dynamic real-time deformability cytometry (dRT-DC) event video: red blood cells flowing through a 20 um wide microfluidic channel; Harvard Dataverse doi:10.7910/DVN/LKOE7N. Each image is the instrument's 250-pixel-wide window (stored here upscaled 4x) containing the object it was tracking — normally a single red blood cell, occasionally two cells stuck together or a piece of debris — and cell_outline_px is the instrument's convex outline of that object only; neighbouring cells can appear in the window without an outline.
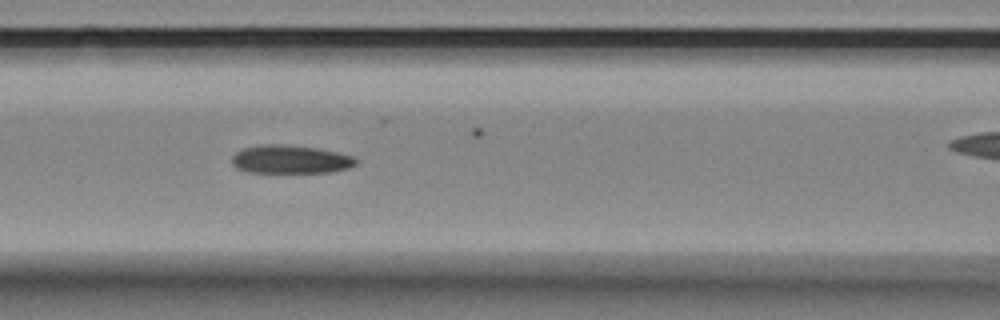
{"species": "Egyptian fruit bat (a non-hibernating species)", "species_latin": "Rousettus aegyptiacus", "temperature_condition": "room temperature", "stored_images_in_passage": 7, "segment_of_instrument_passage": [1, 2], "camera_frame_rate_fps": 3000, "um_per_image_px": 0.085, "animal": {"sex": "female"}, "frame": {"image": 1, "passage_image": 5, "time_ms": 1.333, "image_size_px": [1000, 320], "cell_outline_px": [[360, 160], [356, 164], [348, 168], [332, 172], [244, 172], [236, 168], [232, 164], [232, 156], [236, 152], [244, 148], [268, 144], [276, 144], [316, 148], [336, 152], [352, 156]], "centroid_in_image_um": [24.68, 13.56], "position_along_channel_um": 141.9, "area_um2": 20.35}}
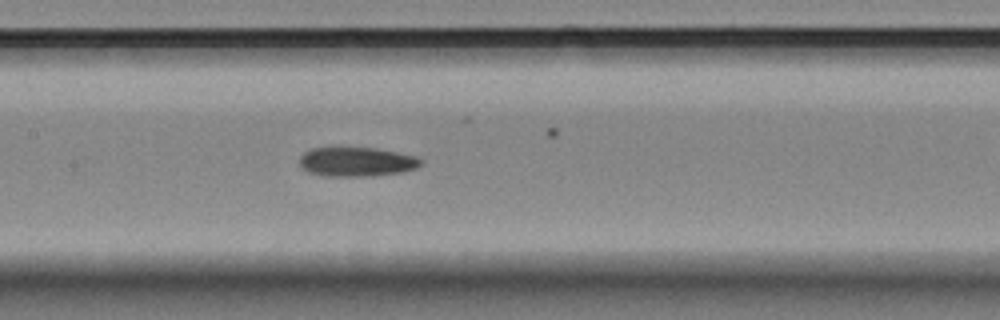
{"frame": {"image": 2, "passage_image": 6, "time_ms": 1.667, "image_size_px": [1000, 320], "cell_outline_px": [[424, 164], [416, 168], [400, 172], [368, 176], [324, 176], [308, 172], [300, 168], [300, 156], [304, 152], [312, 148], [340, 144], [376, 148], [416, 156], [424, 160]], "centroid_in_image_um": [30.26, 13.7], "position_along_channel_um": 177.1, "area_um2": 21.68}}